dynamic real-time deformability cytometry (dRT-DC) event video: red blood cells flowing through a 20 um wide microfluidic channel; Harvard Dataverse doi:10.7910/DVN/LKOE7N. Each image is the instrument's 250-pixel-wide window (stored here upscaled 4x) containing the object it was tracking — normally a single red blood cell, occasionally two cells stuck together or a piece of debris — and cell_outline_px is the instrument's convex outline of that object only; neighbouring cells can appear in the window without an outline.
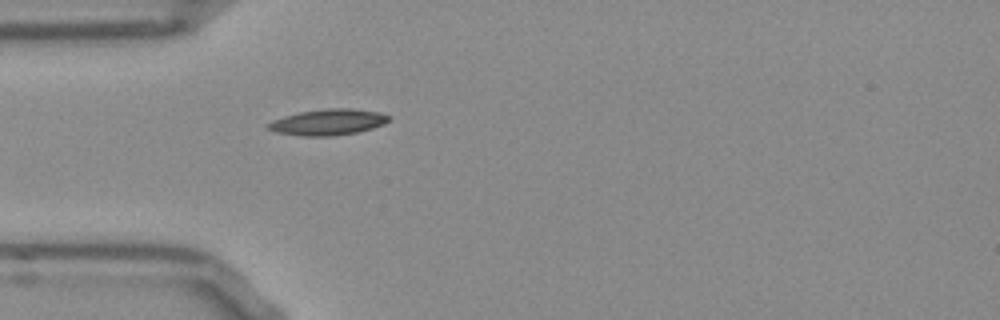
{"species": "Egyptian fruit bat (a non-hibernating species)", "species_latin": "Rousettus aegyptiacus", "temperature_condition": "room temperature", "stored_images_in_passage": 38, "camera_frame_rate_fps": 3000, "um_per_image_px": 0.085, "frame": {"image": 1, "passage_image": 1, "time_ms": 0.0, "image_size_px": [1000, 320], "cell_outline_px": [[392, 116], [384, 124], [372, 128], [356, 132], [332, 136], [304, 136], [276, 132], [268, 128], [264, 124], [272, 120], [284, 116], [300, 112], [324, 108], [352, 108], [380, 112]], "centroid_in_image_um": [27.88, 10.37], "position_along_channel_um": 57.1, "area_um2": 18.38}}
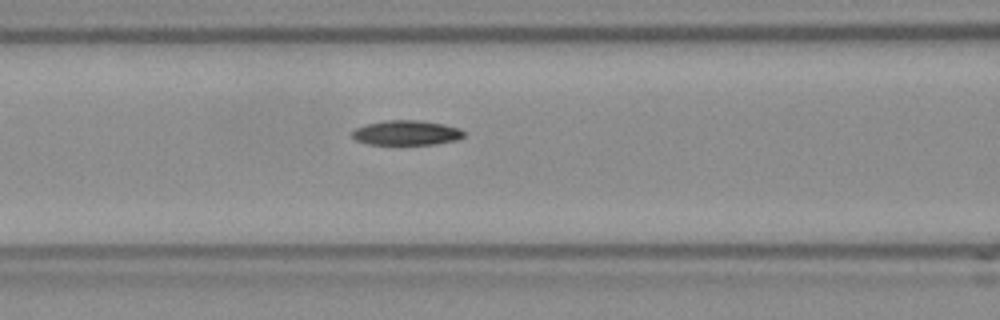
{"frame": {"image": 2, "passage_image": 7, "time_ms": 2.0, "image_size_px": [1000, 320], "cell_outline_px": [[464, 136], [456, 140], [436, 144], [368, 144], [356, 140], [352, 136], [352, 132], [356, 128], [364, 124], [384, 120], [420, 120], [444, 124], [460, 128], [464, 132]], "centroid_in_image_um": [34.55, 11.28], "position_along_channel_um": 132.1, "area_um2": 16.18}}
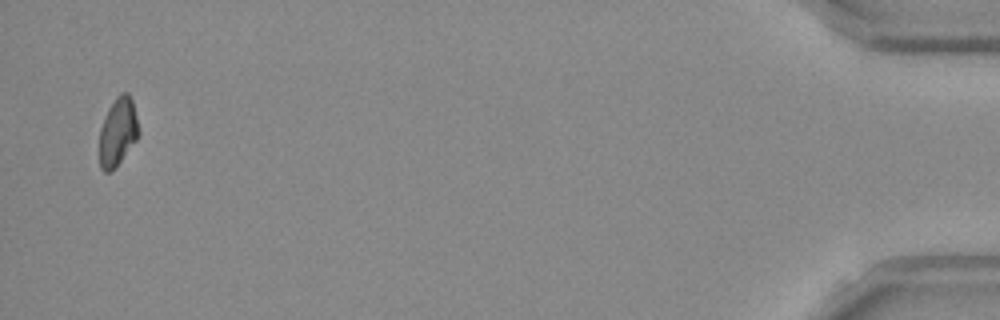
{"frame": {"image": 3, "passage_image": 37, "time_ms": 12.0, "image_size_px": [1000, 320], "cell_outline_px": [[140, 132], [136, 140], [116, 168], [108, 172], [104, 172], [100, 168], [100, 128], [104, 116], [108, 108], [116, 96], [120, 92], [128, 92], [132, 100]], "centroid_in_image_um": [10.01, 11.2], "position_along_channel_um": 425.2, "area_um2": 15.72}}